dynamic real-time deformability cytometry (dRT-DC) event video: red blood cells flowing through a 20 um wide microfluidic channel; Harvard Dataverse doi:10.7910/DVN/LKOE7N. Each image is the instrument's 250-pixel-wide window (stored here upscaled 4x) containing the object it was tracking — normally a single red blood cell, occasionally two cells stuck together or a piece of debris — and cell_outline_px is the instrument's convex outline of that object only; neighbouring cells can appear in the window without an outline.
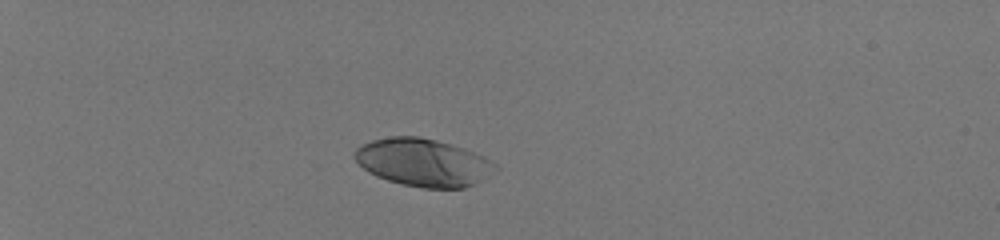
{"species": "human", "species_latin": "Homo sapiens", "temperature_condition": "room temperature", "stored_images_in_passage": 37, "camera_frame_rate_fps": 3000, "um_per_image_px": 0.085, "donor": {"sex": "male"}, "frame": {"image": 1, "passage_image": 1, "time_ms": 0.0, "image_size_px": [1000, 240], "cell_outline_px": [[500, 168], [472, 184], [464, 188], [424, 188], [400, 184], [376, 176], [368, 172], [352, 156], [352, 152], [360, 144], [372, 140], [388, 136], [420, 136], [436, 140], [464, 148], [484, 156], [496, 164]], "centroid_in_image_um": [35.93, 13.79], "position_along_channel_um": 49.1, "area_um2": 39.19}}
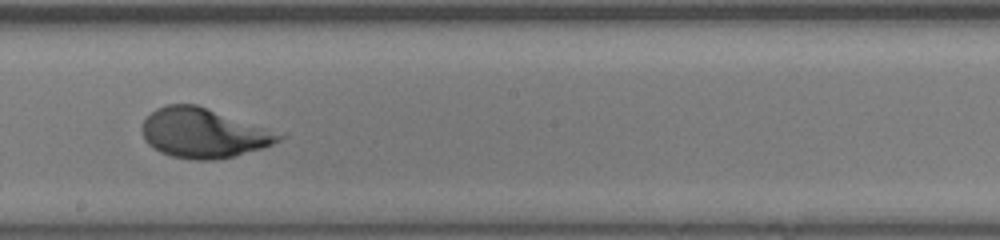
{"frame": {"image": 2, "passage_image": 19, "time_ms": 6.0, "image_size_px": [1000, 240], "cell_outline_px": [[288, 132], [280, 140], [272, 144], [260, 148], [232, 156], [216, 160], [192, 160], [172, 156], [160, 152], [148, 144], [144, 140], [144, 120], [156, 108], [168, 104], [196, 104]], "centroid_in_image_um": [17.4, 11.29], "position_along_channel_um": 230.8, "area_um2": 40.06}}
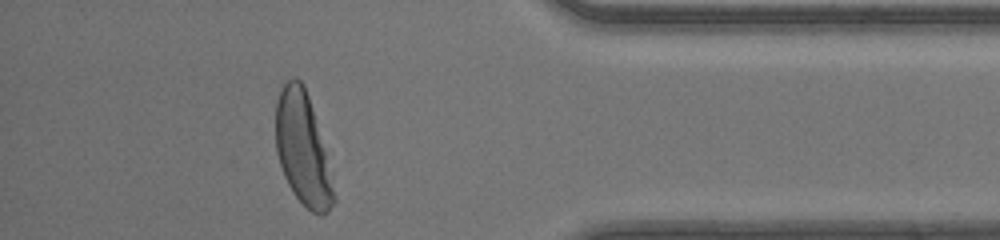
{"frame": {"image": 3, "passage_image": 33, "time_ms": 10.667, "image_size_px": [1000, 240], "cell_outline_px": [[336, 200], [328, 212], [320, 216], [312, 212], [292, 192], [284, 176], [276, 152], [276, 100], [280, 88], [288, 80], [296, 76], [304, 84], [308, 96], [324, 152]], "centroid_in_image_um": [25.69, 12.66], "position_along_channel_um": 409.5, "area_um2": 37.05}, "authors_computed_cell_mechanics": {"area_um2": 38.437, "velocity_mm_per_s": 4.175, "shape_relaxation_time_tau1_ms": 3.5665, "shape_relaxation_time_tau2_ms": null, "deformation_change_tau1": 0.1923, "deformation_change_tau2": null}}